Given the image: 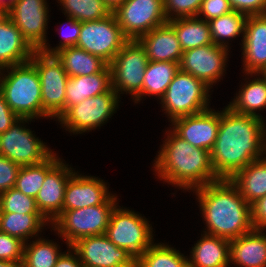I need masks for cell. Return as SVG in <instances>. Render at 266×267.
<instances>
[{"label": "cell", "instance_id": "obj_38", "mask_svg": "<svg viewBox=\"0 0 266 267\" xmlns=\"http://www.w3.org/2000/svg\"><path fill=\"white\" fill-rule=\"evenodd\" d=\"M203 0H163L168 21L176 18L197 17Z\"/></svg>", "mask_w": 266, "mask_h": 267}, {"label": "cell", "instance_id": "obj_37", "mask_svg": "<svg viewBox=\"0 0 266 267\" xmlns=\"http://www.w3.org/2000/svg\"><path fill=\"white\" fill-rule=\"evenodd\" d=\"M0 212L41 214L35 198L25 195L15 187L0 194Z\"/></svg>", "mask_w": 266, "mask_h": 267}, {"label": "cell", "instance_id": "obj_8", "mask_svg": "<svg viewBox=\"0 0 266 267\" xmlns=\"http://www.w3.org/2000/svg\"><path fill=\"white\" fill-rule=\"evenodd\" d=\"M148 61L142 44L138 40H128L109 64L112 89L119 96L124 92L131 94L134 103L140 102Z\"/></svg>", "mask_w": 266, "mask_h": 267}, {"label": "cell", "instance_id": "obj_39", "mask_svg": "<svg viewBox=\"0 0 266 267\" xmlns=\"http://www.w3.org/2000/svg\"><path fill=\"white\" fill-rule=\"evenodd\" d=\"M24 242L0 231V260H23Z\"/></svg>", "mask_w": 266, "mask_h": 267}, {"label": "cell", "instance_id": "obj_31", "mask_svg": "<svg viewBox=\"0 0 266 267\" xmlns=\"http://www.w3.org/2000/svg\"><path fill=\"white\" fill-rule=\"evenodd\" d=\"M178 71L177 62L148 61L142 84V98L145 95H154L160 100Z\"/></svg>", "mask_w": 266, "mask_h": 267}, {"label": "cell", "instance_id": "obj_15", "mask_svg": "<svg viewBox=\"0 0 266 267\" xmlns=\"http://www.w3.org/2000/svg\"><path fill=\"white\" fill-rule=\"evenodd\" d=\"M48 6L46 0H17L6 11V16L35 50L47 42Z\"/></svg>", "mask_w": 266, "mask_h": 267}, {"label": "cell", "instance_id": "obj_28", "mask_svg": "<svg viewBox=\"0 0 266 267\" xmlns=\"http://www.w3.org/2000/svg\"><path fill=\"white\" fill-rule=\"evenodd\" d=\"M69 77L87 76L101 72L108 64L77 46L66 47L54 54Z\"/></svg>", "mask_w": 266, "mask_h": 267}, {"label": "cell", "instance_id": "obj_14", "mask_svg": "<svg viewBox=\"0 0 266 267\" xmlns=\"http://www.w3.org/2000/svg\"><path fill=\"white\" fill-rule=\"evenodd\" d=\"M228 50L226 47L209 44L183 51L179 70L202 80L211 88L226 71Z\"/></svg>", "mask_w": 266, "mask_h": 267}, {"label": "cell", "instance_id": "obj_10", "mask_svg": "<svg viewBox=\"0 0 266 267\" xmlns=\"http://www.w3.org/2000/svg\"><path fill=\"white\" fill-rule=\"evenodd\" d=\"M120 96L111 88L108 92L90 97L70 107L59 119L60 124L73 134L89 132L111 118L118 109Z\"/></svg>", "mask_w": 266, "mask_h": 267}, {"label": "cell", "instance_id": "obj_24", "mask_svg": "<svg viewBox=\"0 0 266 267\" xmlns=\"http://www.w3.org/2000/svg\"><path fill=\"white\" fill-rule=\"evenodd\" d=\"M111 88L109 65L99 73L69 77L66 84L64 113L70 107L81 103L85 99L108 92Z\"/></svg>", "mask_w": 266, "mask_h": 267}, {"label": "cell", "instance_id": "obj_45", "mask_svg": "<svg viewBox=\"0 0 266 267\" xmlns=\"http://www.w3.org/2000/svg\"><path fill=\"white\" fill-rule=\"evenodd\" d=\"M18 119L0 92V134L6 132Z\"/></svg>", "mask_w": 266, "mask_h": 267}, {"label": "cell", "instance_id": "obj_36", "mask_svg": "<svg viewBox=\"0 0 266 267\" xmlns=\"http://www.w3.org/2000/svg\"><path fill=\"white\" fill-rule=\"evenodd\" d=\"M63 6L64 15L70 16L79 22L99 20L112 12L103 0H58Z\"/></svg>", "mask_w": 266, "mask_h": 267}, {"label": "cell", "instance_id": "obj_17", "mask_svg": "<svg viewBox=\"0 0 266 267\" xmlns=\"http://www.w3.org/2000/svg\"><path fill=\"white\" fill-rule=\"evenodd\" d=\"M172 130L194 147L212 150L220 125V111L211 108L198 114L176 118Z\"/></svg>", "mask_w": 266, "mask_h": 267}, {"label": "cell", "instance_id": "obj_29", "mask_svg": "<svg viewBox=\"0 0 266 267\" xmlns=\"http://www.w3.org/2000/svg\"><path fill=\"white\" fill-rule=\"evenodd\" d=\"M183 51L213 44L209 23L203 18L186 17L168 21Z\"/></svg>", "mask_w": 266, "mask_h": 267}, {"label": "cell", "instance_id": "obj_43", "mask_svg": "<svg viewBox=\"0 0 266 267\" xmlns=\"http://www.w3.org/2000/svg\"><path fill=\"white\" fill-rule=\"evenodd\" d=\"M233 10L250 15L266 14V0H229Z\"/></svg>", "mask_w": 266, "mask_h": 267}, {"label": "cell", "instance_id": "obj_3", "mask_svg": "<svg viewBox=\"0 0 266 267\" xmlns=\"http://www.w3.org/2000/svg\"><path fill=\"white\" fill-rule=\"evenodd\" d=\"M167 132L153 165L161 180L187 191L221 180L208 150L192 146L172 129Z\"/></svg>", "mask_w": 266, "mask_h": 267}, {"label": "cell", "instance_id": "obj_22", "mask_svg": "<svg viewBox=\"0 0 266 267\" xmlns=\"http://www.w3.org/2000/svg\"><path fill=\"white\" fill-rule=\"evenodd\" d=\"M36 50L5 15L0 20V70L29 62Z\"/></svg>", "mask_w": 266, "mask_h": 267}, {"label": "cell", "instance_id": "obj_52", "mask_svg": "<svg viewBox=\"0 0 266 267\" xmlns=\"http://www.w3.org/2000/svg\"><path fill=\"white\" fill-rule=\"evenodd\" d=\"M6 15V12L0 9V20Z\"/></svg>", "mask_w": 266, "mask_h": 267}, {"label": "cell", "instance_id": "obj_32", "mask_svg": "<svg viewBox=\"0 0 266 267\" xmlns=\"http://www.w3.org/2000/svg\"><path fill=\"white\" fill-rule=\"evenodd\" d=\"M56 156V153L53 152L41 163L22 166L14 187L25 195L35 198L45 180V176L61 161Z\"/></svg>", "mask_w": 266, "mask_h": 267}, {"label": "cell", "instance_id": "obj_11", "mask_svg": "<svg viewBox=\"0 0 266 267\" xmlns=\"http://www.w3.org/2000/svg\"><path fill=\"white\" fill-rule=\"evenodd\" d=\"M127 41L115 15L111 13L103 19L81 22L76 46L109 65Z\"/></svg>", "mask_w": 266, "mask_h": 267}, {"label": "cell", "instance_id": "obj_49", "mask_svg": "<svg viewBox=\"0 0 266 267\" xmlns=\"http://www.w3.org/2000/svg\"><path fill=\"white\" fill-rule=\"evenodd\" d=\"M17 0H0V9L7 11Z\"/></svg>", "mask_w": 266, "mask_h": 267}, {"label": "cell", "instance_id": "obj_51", "mask_svg": "<svg viewBox=\"0 0 266 267\" xmlns=\"http://www.w3.org/2000/svg\"><path fill=\"white\" fill-rule=\"evenodd\" d=\"M259 74L266 80V67Z\"/></svg>", "mask_w": 266, "mask_h": 267}, {"label": "cell", "instance_id": "obj_35", "mask_svg": "<svg viewBox=\"0 0 266 267\" xmlns=\"http://www.w3.org/2000/svg\"><path fill=\"white\" fill-rule=\"evenodd\" d=\"M187 257L167 244L153 243L137 263L139 267H189Z\"/></svg>", "mask_w": 266, "mask_h": 267}, {"label": "cell", "instance_id": "obj_33", "mask_svg": "<svg viewBox=\"0 0 266 267\" xmlns=\"http://www.w3.org/2000/svg\"><path fill=\"white\" fill-rule=\"evenodd\" d=\"M247 17L246 14L233 10L230 13L208 21L213 44L229 49V39L239 37L240 34L244 39Z\"/></svg>", "mask_w": 266, "mask_h": 267}, {"label": "cell", "instance_id": "obj_48", "mask_svg": "<svg viewBox=\"0 0 266 267\" xmlns=\"http://www.w3.org/2000/svg\"><path fill=\"white\" fill-rule=\"evenodd\" d=\"M106 6L113 12L119 7L125 0H103Z\"/></svg>", "mask_w": 266, "mask_h": 267}, {"label": "cell", "instance_id": "obj_40", "mask_svg": "<svg viewBox=\"0 0 266 267\" xmlns=\"http://www.w3.org/2000/svg\"><path fill=\"white\" fill-rule=\"evenodd\" d=\"M67 23L69 24V32L66 31L65 34H62L64 32H60L62 34L61 38L63 41H60L59 45L56 46L55 48H50V45L48 46L49 43H46L41 49L40 51L44 54H48V55H54L56 52H58L59 50L66 48V47H73L76 46L78 39H79V35H80V30H81V22H79L78 20L73 19L70 16H67ZM49 47V48H48Z\"/></svg>", "mask_w": 266, "mask_h": 267}, {"label": "cell", "instance_id": "obj_2", "mask_svg": "<svg viewBox=\"0 0 266 267\" xmlns=\"http://www.w3.org/2000/svg\"><path fill=\"white\" fill-rule=\"evenodd\" d=\"M192 191L205 219L204 233L231 241L254 229L250 204L230 180L221 179Z\"/></svg>", "mask_w": 266, "mask_h": 267}, {"label": "cell", "instance_id": "obj_13", "mask_svg": "<svg viewBox=\"0 0 266 267\" xmlns=\"http://www.w3.org/2000/svg\"><path fill=\"white\" fill-rule=\"evenodd\" d=\"M28 121L32 119L19 118L0 134V155L21 167L41 163L53 153L30 129L22 125Z\"/></svg>", "mask_w": 266, "mask_h": 267}, {"label": "cell", "instance_id": "obj_26", "mask_svg": "<svg viewBox=\"0 0 266 267\" xmlns=\"http://www.w3.org/2000/svg\"><path fill=\"white\" fill-rule=\"evenodd\" d=\"M230 181L238 188L241 196L249 203L266 195V156L250 162L238 171Z\"/></svg>", "mask_w": 266, "mask_h": 267}, {"label": "cell", "instance_id": "obj_16", "mask_svg": "<svg viewBox=\"0 0 266 267\" xmlns=\"http://www.w3.org/2000/svg\"><path fill=\"white\" fill-rule=\"evenodd\" d=\"M71 248L84 267H121L135 261L130 253L117 247L105 234L81 238Z\"/></svg>", "mask_w": 266, "mask_h": 267}, {"label": "cell", "instance_id": "obj_25", "mask_svg": "<svg viewBox=\"0 0 266 267\" xmlns=\"http://www.w3.org/2000/svg\"><path fill=\"white\" fill-rule=\"evenodd\" d=\"M189 267H229L230 241L210 234L201 238L191 249Z\"/></svg>", "mask_w": 266, "mask_h": 267}, {"label": "cell", "instance_id": "obj_7", "mask_svg": "<svg viewBox=\"0 0 266 267\" xmlns=\"http://www.w3.org/2000/svg\"><path fill=\"white\" fill-rule=\"evenodd\" d=\"M148 222L140 214L117 204L111 212L105 235L137 260L154 243L153 229Z\"/></svg>", "mask_w": 266, "mask_h": 267}, {"label": "cell", "instance_id": "obj_34", "mask_svg": "<svg viewBox=\"0 0 266 267\" xmlns=\"http://www.w3.org/2000/svg\"><path fill=\"white\" fill-rule=\"evenodd\" d=\"M58 247L56 242L41 237L30 244L24 243V267H54L62 254Z\"/></svg>", "mask_w": 266, "mask_h": 267}, {"label": "cell", "instance_id": "obj_9", "mask_svg": "<svg viewBox=\"0 0 266 267\" xmlns=\"http://www.w3.org/2000/svg\"><path fill=\"white\" fill-rule=\"evenodd\" d=\"M30 62L36 67L40 77L42 108L51 119L58 120L64 114L69 76L55 55L36 50Z\"/></svg>", "mask_w": 266, "mask_h": 267}, {"label": "cell", "instance_id": "obj_42", "mask_svg": "<svg viewBox=\"0 0 266 267\" xmlns=\"http://www.w3.org/2000/svg\"><path fill=\"white\" fill-rule=\"evenodd\" d=\"M21 166L0 155V194L15 186Z\"/></svg>", "mask_w": 266, "mask_h": 267}, {"label": "cell", "instance_id": "obj_41", "mask_svg": "<svg viewBox=\"0 0 266 267\" xmlns=\"http://www.w3.org/2000/svg\"><path fill=\"white\" fill-rule=\"evenodd\" d=\"M233 11L229 0H203L197 14L200 18L203 15V20L210 21Z\"/></svg>", "mask_w": 266, "mask_h": 267}, {"label": "cell", "instance_id": "obj_5", "mask_svg": "<svg viewBox=\"0 0 266 267\" xmlns=\"http://www.w3.org/2000/svg\"><path fill=\"white\" fill-rule=\"evenodd\" d=\"M117 199L116 195H112L106 202L97 206L62 210L52 222V230H57L58 236L60 235L68 247L81 238L105 234L111 212L118 204Z\"/></svg>", "mask_w": 266, "mask_h": 267}, {"label": "cell", "instance_id": "obj_6", "mask_svg": "<svg viewBox=\"0 0 266 267\" xmlns=\"http://www.w3.org/2000/svg\"><path fill=\"white\" fill-rule=\"evenodd\" d=\"M209 90L210 87L202 80L179 70L160 99L162 111L171 122L179 117L206 111L210 109Z\"/></svg>", "mask_w": 266, "mask_h": 267}, {"label": "cell", "instance_id": "obj_27", "mask_svg": "<svg viewBox=\"0 0 266 267\" xmlns=\"http://www.w3.org/2000/svg\"><path fill=\"white\" fill-rule=\"evenodd\" d=\"M247 76H259L252 81H245L233 101L228 105L235 112L256 116L263 119L262 115L256 111L266 109V80L258 73H246ZM261 77V78H260Z\"/></svg>", "mask_w": 266, "mask_h": 267}, {"label": "cell", "instance_id": "obj_1", "mask_svg": "<svg viewBox=\"0 0 266 267\" xmlns=\"http://www.w3.org/2000/svg\"><path fill=\"white\" fill-rule=\"evenodd\" d=\"M264 119L240 114L226 106L220 112L217 139L211 154L215 174L230 180L250 162L266 155V124Z\"/></svg>", "mask_w": 266, "mask_h": 267}, {"label": "cell", "instance_id": "obj_19", "mask_svg": "<svg viewBox=\"0 0 266 267\" xmlns=\"http://www.w3.org/2000/svg\"><path fill=\"white\" fill-rule=\"evenodd\" d=\"M106 184L98 177L85 176L74 171L65 188L62 210L103 204L113 195Z\"/></svg>", "mask_w": 266, "mask_h": 267}, {"label": "cell", "instance_id": "obj_46", "mask_svg": "<svg viewBox=\"0 0 266 267\" xmlns=\"http://www.w3.org/2000/svg\"><path fill=\"white\" fill-rule=\"evenodd\" d=\"M67 248H69L68 251L61 254L54 267H84L77 253L71 248V246Z\"/></svg>", "mask_w": 266, "mask_h": 267}, {"label": "cell", "instance_id": "obj_20", "mask_svg": "<svg viewBox=\"0 0 266 267\" xmlns=\"http://www.w3.org/2000/svg\"><path fill=\"white\" fill-rule=\"evenodd\" d=\"M241 41L244 73H260L266 67V14L247 17Z\"/></svg>", "mask_w": 266, "mask_h": 267}, {"label": "cell", "instance_id": "obj_21", "mask_svg": "<svg viewBox=\"0 0 266 267\" xmlns=\"http://www.w3.org/2000/svg\"><path fill=\"white\" fill-rule=\"evenodd\" d=\"M138 41L144 47L149 61L179 63L181 60L183 50L174 28L168 22L152 29Z\"/></svg>", "mask_w": 266, "mask_h": 267}, {"label": "cell", "instance_id": "obj_18", "mask_svg": "<svg viewBox=\"0 0 266 267\" xmlns=\"http://www.w3.org/2000/svg\"><path fill=\"white\" fill-rule=\"evenodd\" d=\"M73 168L61 160L46 176L35 197L36 206L50 224L62 213L65 188Z\"/></svg>", "mask_w": 266, "mask_h": 267}, {"label": "cell", "instance_id": "obj_50", "mask_svg": "<svg viewBox=\"0 0 266 267\" xmlns=\"http://www.w3.org/2000/svg\"><path fill=\"white\" fill-rule=\"evenodd\" d=\"M121 267H139V266H138L137 260H135L132 264L126 265V266H121Z\"/></svg>", "mask_w": 266, "mask_h": 267}, {"label": "cell", "instance_id": "obj_44", "mask_svg": "<svg viewBox=\"0 0 266 267\" xmlns=\"http://www.w3.org/2000/svg\"><path fill=\"white\" fill-rule=\"evenodd\" d=\"M251 221L254 229H266V195L250 204ZM266 231V230H265Z\"/></svg>", "mask_w": 266, "mask_h": 267}, {"label": "cell", "instance_id": "obj_4", "mask_svg": "<svg viewBox=\"0 0 266 267\" xmlns=\"http://www.w3.org/2000/svg\"><path fill=\"white\" fill-rule=\"evenodd\" d=\"M0 92L19 118H50L42 108L40 77L30 61L0 70Z\"/></svg>", "mask_w": 266, "mask_h": 267}, {"label": "cell", "instance_id": "obj_47", "mask_svg": "<svg viewBox=\"0 0 266 267\" xmlns=\"http://www.w3.org/2000/svg\"><path fill=\"white\" fill-rule=\"evenodd\" d=\"M0 267H24L23 260L4 261L0 260Z\"/></svg>", "mask_w": 266, "mask_h": 267}, {"label": "cell", "instance_id": "obj_30", "mask_svg": "<svg viewBox=\"0 0 266 267\" xmlns=\"http://www.w3.org/2000/svg\"><path fill=\"white\" fill-rule=\"evenodd\" d=\"M48 220L41 214L0 212V231L19 238L24 243L42 232Z\"/></svg>", "mask_w": 266, "mask_h": 267}, {"label": "cell", "instance_id": "obj_23", "mask_svg": "<svg viewBox=\"0 0 266 267\" xmlns=\"http://www.w3.org/2000/svg\"><path fill=\"white\" fill-rule=\"evenodd\" d=\"M230 263L240 267H266V234L262 229L230 241Z\"/></svg>", "mask_w": 266, "mask_h": 267}, {"label": "cell", "instance_id": "obj_12", "mask_svg": "<svg viewBox=\"0 0 266 267\" xmlns=\"http://www.w3.org/2000/svg\"><path fill=\"white\" fill-rule=\"evenodd\" d=\"M112 13L128 40H138L168 22L163 0H125Z\"/></svg>", "mask_w": 266, "mask_h": 267}]
</instances>
